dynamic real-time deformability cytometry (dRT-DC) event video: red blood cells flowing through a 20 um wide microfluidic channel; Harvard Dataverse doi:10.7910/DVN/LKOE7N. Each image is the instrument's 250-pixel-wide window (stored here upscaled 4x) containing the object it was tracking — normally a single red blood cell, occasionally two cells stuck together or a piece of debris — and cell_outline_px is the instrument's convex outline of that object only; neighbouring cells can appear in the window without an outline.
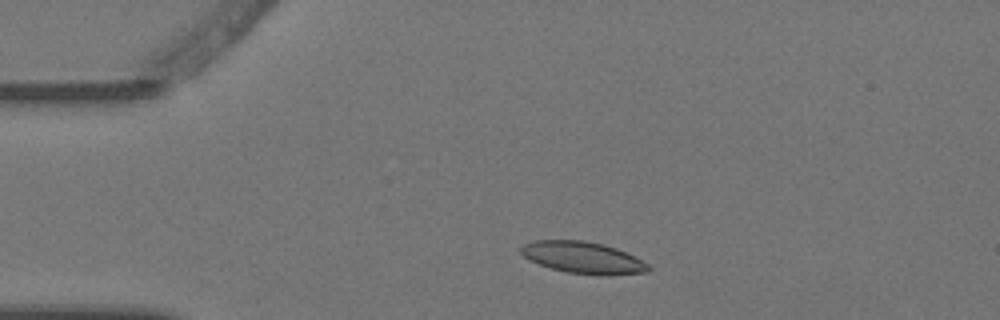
{"species": "Egyptian fruit bat (a non-hibernating species)", "species_latin": "Rousettus aegyptiacus", "temperature_condition": "warm", "stored_images_in_passage": 3, "camera_frame_rate_fps": 3000, "um_per_image_px": 0.085, "animal": {"sex": "female"}, "frame": {"image": 1, "passage_image": 2, "time_ms": 0.333, "image_size_px": [1000, 320], "cell_outline_px": [[652, 268], [648, 272], [608, 276], [600, 276], [568, 272], [552, 268], [528, 260], [520, 252], [520, 248], [524, 244], [532, 240], [584, 240], [604, 244], [616, 248], [636, 256], [648, 264]], "centroid_in_image_um": [49.59, 21.9], "position_along_channel_um": 35.4, "area_um2": 23.87}}